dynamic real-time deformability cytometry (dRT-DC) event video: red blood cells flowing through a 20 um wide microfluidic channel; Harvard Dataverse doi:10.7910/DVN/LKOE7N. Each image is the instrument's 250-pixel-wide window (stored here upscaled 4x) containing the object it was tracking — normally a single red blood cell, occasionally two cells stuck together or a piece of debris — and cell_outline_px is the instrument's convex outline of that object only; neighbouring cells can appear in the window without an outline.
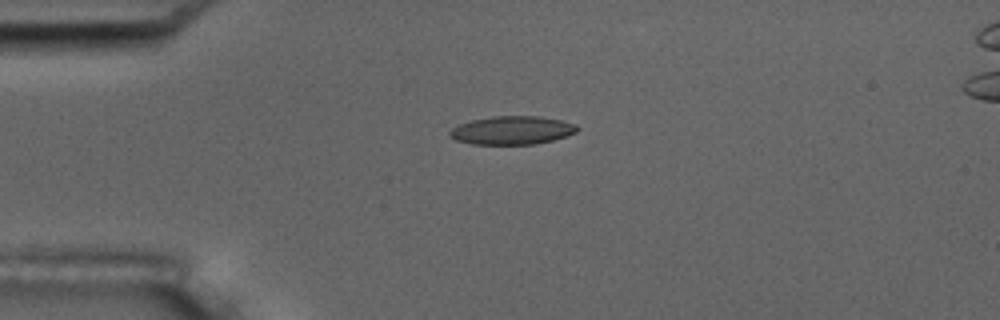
{"species": "common noctule bat (a hibernating species)", "species_latin": "Nyctalus noctula", "temperature_condition": "room temperature", "stored_images_in_passage": 5, "camera_frame_rate_fps": 3000, "um_per_image_px": 0.085, "animal": {"sex": "male", "body_mass_g": 17.5, "forearm_length_mm": 52.3}, "frame": {"image": 1, "passage_image": 4, "time_ms": 3.333, "image_size_px": [1000, 320], "cell_outline_px": [[580, 128], [576, 132], [552, 140], [536, 144], [472, 144], [456, 140], [448, 136], [448, 132], [452, 128], [460, 124], [472, 120], [492, 116], [540, 116], [560, 120], [576, 124]], "centroid_in_image_um": [43.51, 11.07], "position_along_channel_um": 41.5, "area_um2": 21.04}}